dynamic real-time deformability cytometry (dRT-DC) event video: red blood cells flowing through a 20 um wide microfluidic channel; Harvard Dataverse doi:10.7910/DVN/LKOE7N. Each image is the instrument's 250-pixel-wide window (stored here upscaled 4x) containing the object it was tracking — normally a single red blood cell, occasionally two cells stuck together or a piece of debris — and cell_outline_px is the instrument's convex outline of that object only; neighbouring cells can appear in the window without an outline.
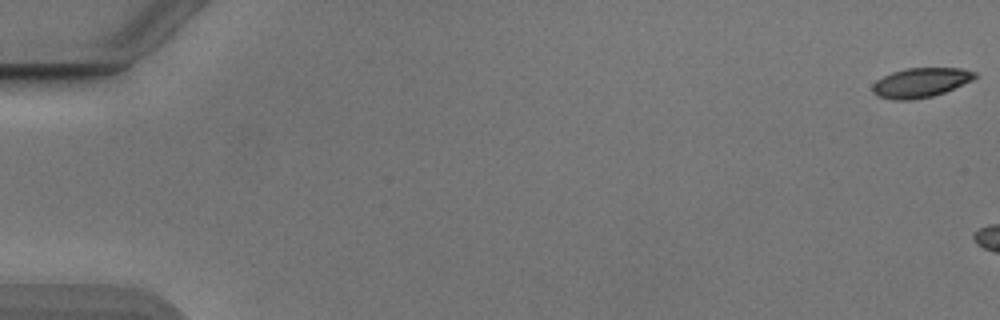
{"species": "Egyptian fruit bat (a non-hibernating species)", "species_latin": "Rousettus aegyptiacus", "temperature_condition": "cold", "stored_images_in_passage": 6, "camera_frame_rate_fps": 3000, "um_per_image_px": 0.085, "animal": {"sex": "male"}, "frame": {"image": 1, "passage_image": 1, "time_ms": 0.0, "image_size_px": [1000, 320], "cell_outline_px": [[980, 76], [972, 80], [944, 92], [932, 96], [912, 100], [892, 100], [876, 96], [872, 92], [872, 84], [876, 80], [892, 72], [908, 68], [960, 68], [976, 72]], "centroid_in_image_um": [78.24, 7.03], "position_along_channel_um": 6.8, "area_um2": 17.69}}